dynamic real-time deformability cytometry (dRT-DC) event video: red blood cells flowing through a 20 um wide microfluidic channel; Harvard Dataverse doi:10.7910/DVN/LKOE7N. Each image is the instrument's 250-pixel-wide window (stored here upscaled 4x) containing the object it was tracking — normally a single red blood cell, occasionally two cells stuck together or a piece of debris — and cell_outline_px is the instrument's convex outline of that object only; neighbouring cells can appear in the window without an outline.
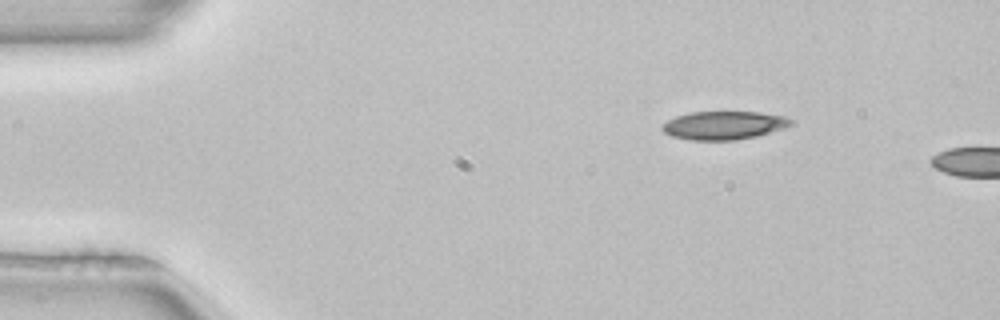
{"species": "common noctule bat (a hibernating species)", "species_latin": "Nyctalus noctula", "temperature_condition": "room temperature", "stored_images_in_passage": 2, "camera_frame_rate_fps": 3000, "um_per_image_px": 0.085, "animal": {"sex": "female", "body_mass_g": 22.7, "forearm_length_mm": 54.2}, "frame": {"image": 1, "passage_image": 1, "time_ms": 0.0, "image_size_px": [1000, 320], "cell_outline_px": [[796, 124], [784, 128], [756, 136], [736, 140], [688, 140], [672, 136], [664, 132], [660, 128], [660, 124], [676, 116], [688, 112], [760, 112], [784, 116], [792, 120]], "centroid_in_image_um": [61.51, 10.65], "position_along_channel_um": 23.5, "area_um2": 21.44}}